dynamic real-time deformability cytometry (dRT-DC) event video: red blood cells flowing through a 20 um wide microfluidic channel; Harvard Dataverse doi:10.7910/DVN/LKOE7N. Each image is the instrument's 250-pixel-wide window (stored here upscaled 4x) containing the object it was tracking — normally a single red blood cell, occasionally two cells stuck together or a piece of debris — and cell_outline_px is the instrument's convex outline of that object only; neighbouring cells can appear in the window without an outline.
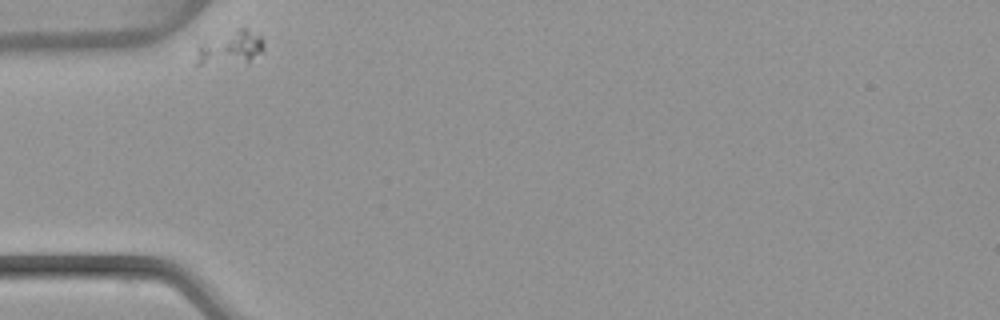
{"species": "common noctule bat (a hibernating species)", "species_latin": "Nyctalus noctula", "temperature_condition": "warm", "stored_images_in_passage": 32, "camera_frame_rate_fps": 3000, "um_per_image_px": 0.085, "animal": {"sex": "female", "body_mass_g": 22.7, "forearm_length_mm": 54.2}, "frame": {"image": 1, "passage_image": 1, "time_ms": 0.0, "image_size_px": [1000, 320], "cell_outline_px": [[264, 48], [260, 52], [248, 60], [200, 64], [192, 64], [196, 44], [240, 28], [244, 28], [260, 36], [264, 44]], "centroid_in_image_um": [19.45, 4.05], "position_along_channel_um": 65.6, "area_um2": 12.83}}
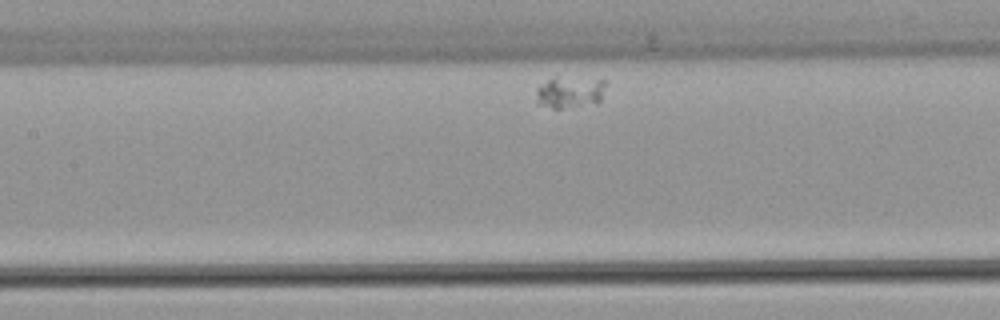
{"frame": {"image": 2, "passage_image": 11, "time_ms": 3.333, "image_size_px": [1000, 320], "cell_outline_px": [[608, 80], [600, 100], [596, 104], [560, 108], [552, 108], [536, 104], [536, 88], [540, 84], [556, 76]], "centroid_in_image_um": [48.43, 7.82], "position_along_channel_um": 159.0, "area_um2": 13.18}}
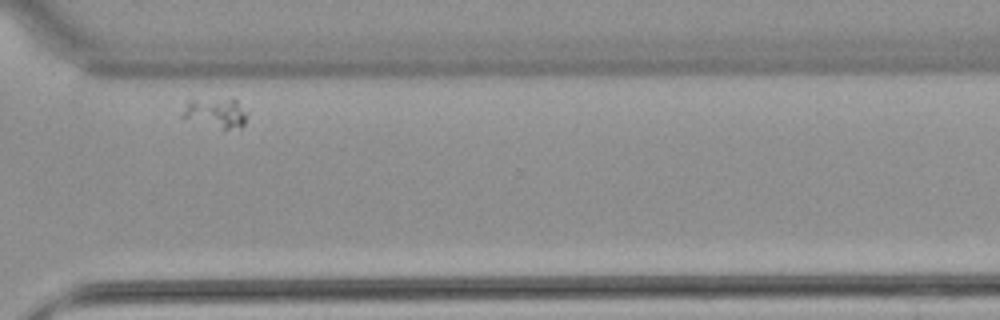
{"frame": {"image": 3, "passage_image": 29, "time_ms": 9.333, "image_size_px": [1000, 320], "cell_outline_px": [[248, 116], [244, 124], [240, 128], [224, 132], [180, 116], [180, 112], [184, 100], [192, 96], [236, 100], [248, 112]], "centroid_in_image_um": [18.26, 9.58], "position_along_channel_um": 352.3, "area_um2": 12.48}}